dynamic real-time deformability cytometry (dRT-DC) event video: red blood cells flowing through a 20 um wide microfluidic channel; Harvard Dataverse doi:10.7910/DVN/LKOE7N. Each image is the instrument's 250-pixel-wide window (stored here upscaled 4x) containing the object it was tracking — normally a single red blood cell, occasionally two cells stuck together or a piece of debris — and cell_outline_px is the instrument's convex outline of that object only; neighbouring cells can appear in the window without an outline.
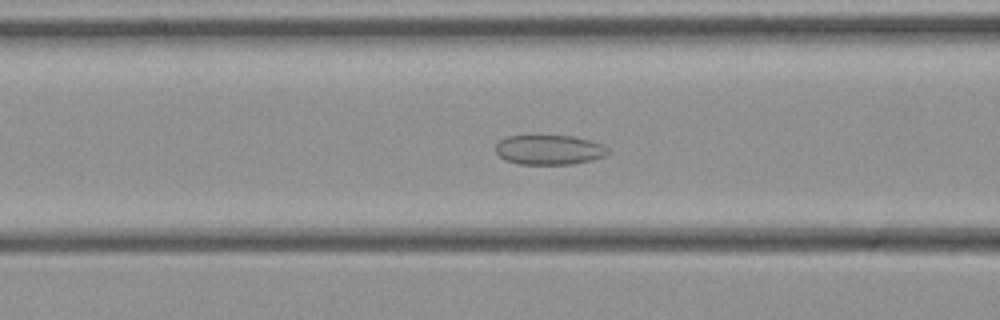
{"species": "common noctule bat (a hibernating species)", "species_latin": "Nyctalus noctula", "temperature_condition": "cold", "stored_images_in_passage": 33, "camera_frame_rate_fps": 3000, "um_per_image_px": 0.085, "animal": {"sex": "female", "body_mass_g": 21.9}, "frame": {"image": 1, "passage_image": 5, "time_ms": 1.333, "image_size_px": [1000, 320], "cell_outline_px": [[608, 152], [604, 156], [592, 160], [572, 164], [520, 164], [504, 160], [496, 152], [496, 144], [504, 136], [572, 136], [604, 144], [608, 148]], "centroid_in_image_um": [46.67, 12.73], "position_along_channel_um": 119.9, "area_um2": 19.42}}
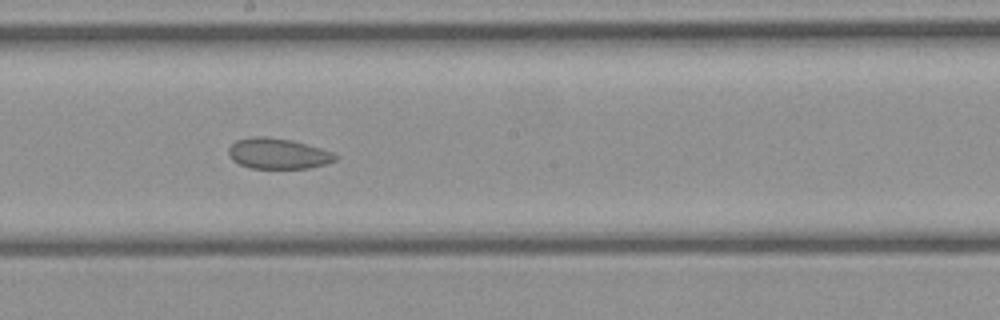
{"frame": {"image": 2, "passage_image": 12, "time_ms": 3.667, "image_size_px": [1000, 320], "cell_outline_px": [[340, 156], [336, 160], [324, 164], [308, 168], [252, 168], [240, 164], [232, 160], [228, 156], [228, 148], [236, 140], [252, 136], [268, 136], [292, 140], [320, 148], [332, 152]], "centroid_in_image_um": [23.61, 13.04], "position_along_channel_um": 224.6, "area_um2": 19.13}}
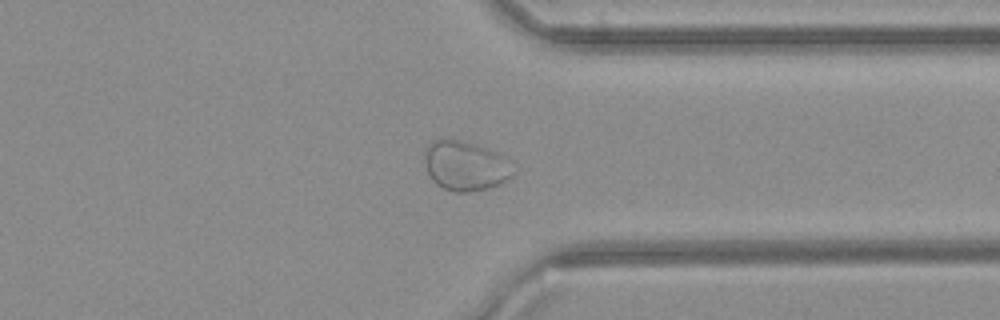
{"frame": {"image": 3, "passage_image": 22, "time_ms": 7.0, "image_size_px": [1000, 320], "cell_outline_px": [[516, 172], [512, 176], [500, 184], [488, 188], [468, 192], [456, 192], [444, 188], [436, 184], [432, 180], [428, 172], [424, 160], [424, 152], [428, 144], [432, 140], [460, 140], [476, 144], [496, 152], [504, 156], [508, 160]], "centroid_in_image_um": [39.57, 14.1], "position_along_channel_um": 371.8, "area_um2": 25.66}}